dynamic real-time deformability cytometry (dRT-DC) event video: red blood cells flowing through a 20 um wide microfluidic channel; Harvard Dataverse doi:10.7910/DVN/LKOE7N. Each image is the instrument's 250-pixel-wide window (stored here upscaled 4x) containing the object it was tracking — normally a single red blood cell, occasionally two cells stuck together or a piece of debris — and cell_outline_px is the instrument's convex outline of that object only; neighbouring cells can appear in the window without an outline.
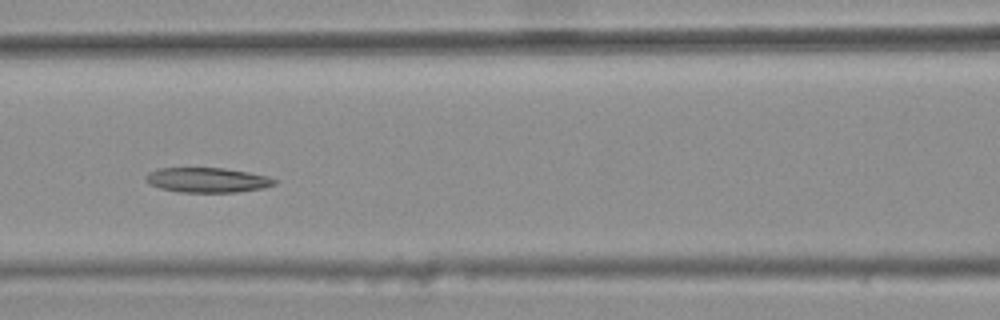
{"species": "common noctule bat (a hibernating species)", "species_latin": "Nyctalus noctula", "temperature_condition": "warm", "stored_images_in_passage": 5, "camera_frame_rate_fps": 3000, "um_per_image_px": 0.085, "animal": {"sex": "female", "body_mass_g": 25.1}, "frame": {"image": 1, "passage_image": 4, "time_ms": 1.0, "image_size_px": [1000, 320], "cell_outline_px": [[276, 184], [264, 188], [236, 192], [180, 192], [160, 188], [148, 184], [144, 180], [144, 176], [148, 172], [156, 168], [224, 168], [248, 172], [268, 176], [276, 180]], "centroid_in_image_um": [17.58, 15.3], "position_along_channel_um": 149.0, "area_um2": 18.79}}
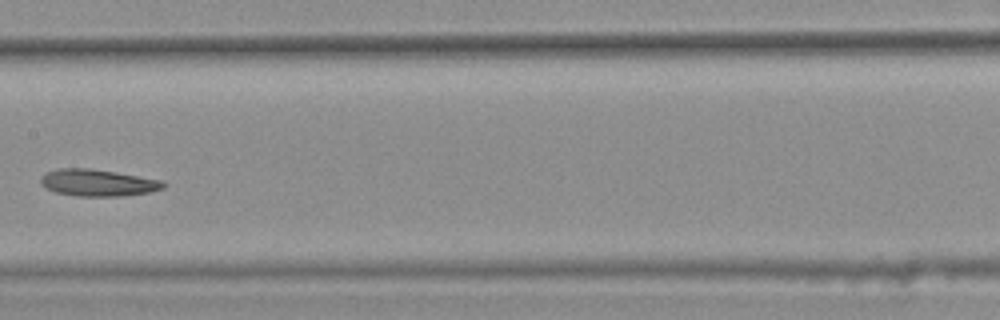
{"frame": {"image": 2, "passage_image": 5, "time_ms": 1.333, "image_size_px": [1000, 320], "cell_outline_px": [[168, 184], [164, 188], [148, 192], [124, 196], [76, 196], [56, 192], [44, 188], [40, 184], [40, 176], [44, 172], [56, 168], [92, 168], [164, 180]], "centroid_in_image_um": [8.29, 15.52], "position_along_channel_um": 199.1, "area_um2": 19.59}}